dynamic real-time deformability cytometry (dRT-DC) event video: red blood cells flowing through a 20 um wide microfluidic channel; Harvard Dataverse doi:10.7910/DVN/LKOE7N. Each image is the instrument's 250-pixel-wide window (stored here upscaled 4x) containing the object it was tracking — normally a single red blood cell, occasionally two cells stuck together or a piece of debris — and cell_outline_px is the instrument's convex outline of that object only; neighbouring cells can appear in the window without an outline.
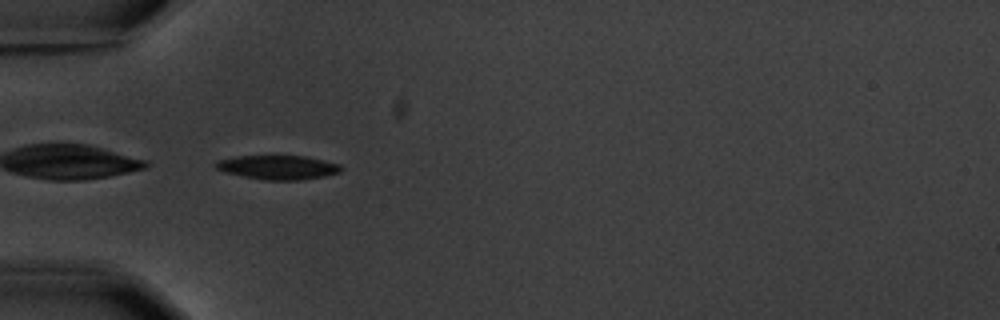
{"species": "common noctule bat (a hibernating species)", "species_latin": "Nyctalus noctula", "temperature_condition": "warm", "stored_images_in_passage": 6, "camera_frame_rate_fps": 3000, "um_per_image_px": 0.085, "animal": {"sex": "male", "body_mass_g": 20.1, "forearm_length_mm": 53.5}, "frame": {"image": 1, "passage_image": 5, "time_ms": 5.667, "image_size_px": [1000, 320], "cell_outline_px": [[344, 168], [340, 172], [324, 176], [300, 180], [264, 180], [224, 172], [216, 168], [216, 160], [236, 156], [304, 156], [324, 160], [340, 164]], "centroid_in_image_um": [23.65, 14.22], "position_along_channel_um": 61.4, "area_um2": 17.57}}